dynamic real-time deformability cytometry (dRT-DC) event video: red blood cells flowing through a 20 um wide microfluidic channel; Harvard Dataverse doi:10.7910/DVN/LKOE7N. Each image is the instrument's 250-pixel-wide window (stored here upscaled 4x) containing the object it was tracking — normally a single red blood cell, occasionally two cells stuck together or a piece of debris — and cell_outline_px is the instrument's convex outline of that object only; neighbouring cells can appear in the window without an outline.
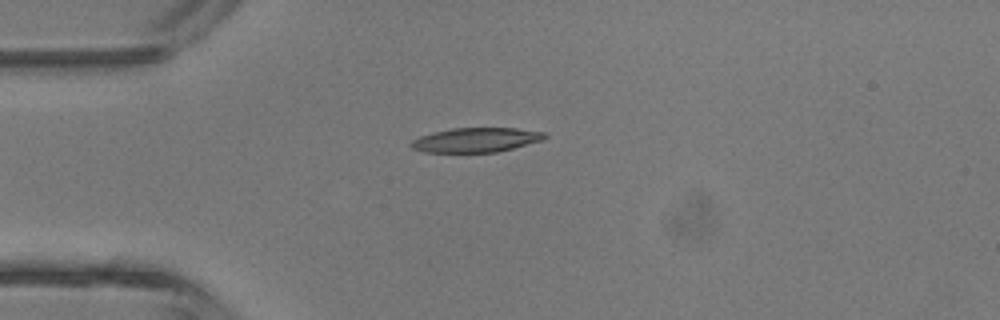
{"species": "common noctule bat (a hibernating species)", "species_latin": "Nyctalus noctula", "temperature_condition": "room temperature", "stored_images_in_passage": 5, "camera_frame_rate_fps": 3000, "um_per_image_px": 0.085, "animal": {"sex": "male", "body_mass_g": 13.3}, "frame": {"image": 1, "passage_image": 3, "time_ms": 2.333, "image_size_px": [1000, 320], "cell_outline_px": [[548, 136], [544, 140], [496, 152], [424, 152], [412, 148], [408, 144], [412, 140], [420, 136], [452, 128], [516, 128], [544, 132]], "centroid_in_image_um": [40.47, 11.89], "position_along_channel_um": 44.5, "area_um2": 18.96}}
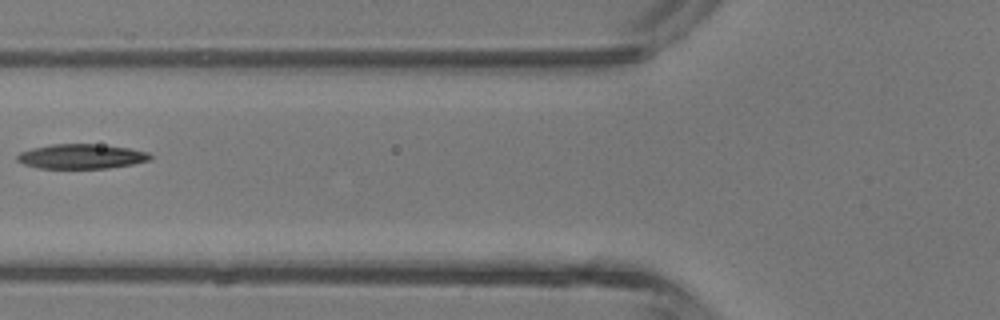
{"frame": {"image": 2, "passage_image": 5, "time_ms": 4.333, "image_size_px": [1000, 320], "cell_outline_px": [[152, 160], [132, 164], [108, 168], [36, 168], [24, 164], [16, 160], [16, 156], [20, 152], [32, 148], [52, 144], [96, 144], [128, 148], [148, 152], [152, 156]], "centroid_in_image_um": [6.91, 13.3], "position_along_channel_um": 118.9, "area_um2": 19.13}}